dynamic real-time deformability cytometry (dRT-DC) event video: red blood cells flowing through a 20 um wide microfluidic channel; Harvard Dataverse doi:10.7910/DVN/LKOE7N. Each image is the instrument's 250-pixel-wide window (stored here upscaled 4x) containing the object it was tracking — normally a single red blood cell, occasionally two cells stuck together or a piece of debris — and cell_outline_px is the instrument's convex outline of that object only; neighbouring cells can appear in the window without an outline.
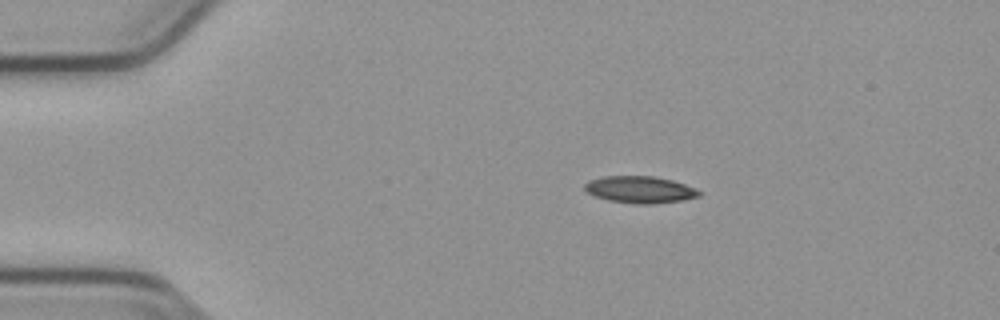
{"species": "common noctule bat (a hibernating species)", "species_latin": "Nyctalus noctula", "temperature_condition": "cold", "stored_images_in_passage": 45, "camera_frame_rate_fps": 3000, "um_per_image_px": 0.085, "animal": {"sex": "male", "body_mass_g": 23.1, "forearm_length_mm": 52.7}, "frame": {"image": 1, "passage_image": 1, "time_ms": 0.0, "image_size_px": [1000, 320], "cell_outline_px": [[704, 192], [700, 196], [684, 200], [652, 204], [636, 204], [608, 200], [592, 196], [584, 188], [584, 184], [588, 180], [604, 176], [652, 176], [672, 180], [684, 184]], "centroid_in_image_um": [54.39, 16.12], "position_along_channel_um": 30.6, "area_um2": 18.09}}
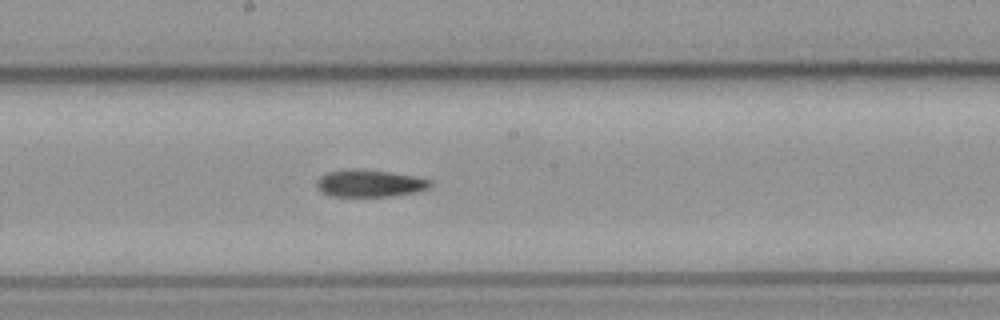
{"frame": {"image": 2, "passage_image": 20, "time_ms": 6.333, "image_size_px": [1000, 320], "cell_outline_px": [[432, 184], [428, 188], [416, 192], [392, 196], [332, 196], [324, 192], [316, 184], [316, 180], [320, 176], [328, 172], [352, 168], [388, 172], [412, 176], [428, 180]], "centroid_in_image_um": [31.4, 15.58], "position_along_channel_um": 216.8, "area_um2": 17.63}}
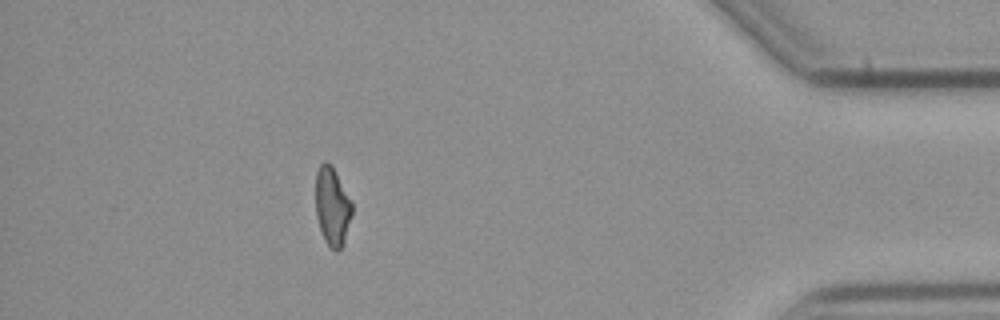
{"frame": {"image": 3, "passage_image": 39, "time_ms": 12.667, "image_size_px": [1000, 320], "cell_outline_px": [[352, 216], [344, 244], [336, 252], [328, 248], [324, 240], [316, 216], [316, 172], [320, 164], [324, 160], [332, 164], [352, 204]], "centroid_in_image_um": [28.24, 17.57], "position_along_channel_um": 407.0, "area_um2": 16.82}}